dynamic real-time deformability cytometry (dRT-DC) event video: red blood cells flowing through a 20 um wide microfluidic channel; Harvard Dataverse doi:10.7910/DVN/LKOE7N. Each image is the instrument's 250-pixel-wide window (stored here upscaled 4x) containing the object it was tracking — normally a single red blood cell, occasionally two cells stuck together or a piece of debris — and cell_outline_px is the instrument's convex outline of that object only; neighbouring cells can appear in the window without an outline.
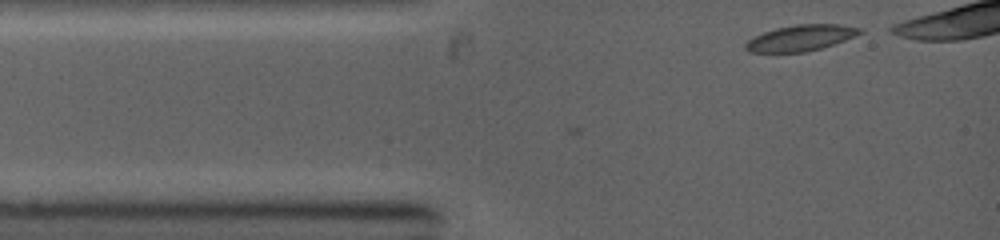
{"species": "common noctule bat (a hibernating species)", "species_latin": "Nyctalus noctula", "temperature_condition": "warm", "stored_images_in_passage": 3, "camera_frame_rate_fps": 5000, "um_per_image_px": 0.085, "animal": {"sex": "female", "body_mass_g": 19.0, "forearm_length_mm": 53.3}, "frame": {"image": 1, "passage_image": 1, "time_ms": 0.0, "image_size_px": [1000, 240], "cell_outline_px": [[864, 32], [844, 40], [820, 48], [804, 52], [748, 52], [744, 48], [744, 44], [752, 36], [776, 28], [796, 24], [840, 24], [864, 28]], "centroid_in_image_um": [68.05, 3.21], "position_along_channel_um": 17.0, "area_um2": 17.34}}